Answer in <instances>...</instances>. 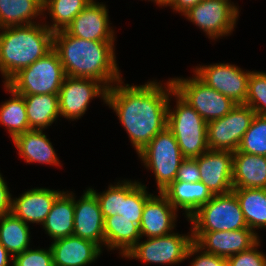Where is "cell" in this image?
I'll use <instances>...</instances> for the list:
<instances>
[{
    "label": "cell",
    "mask_w": 266,
    "mask_h": 266,
    "mask_svg": "<svg viewBox=\"0 0 266 266\" xmlns=\"http://www.w3.org/2000/svg\"><path fill=\"white\" fill-rule=\"evenodd\" d=\"M173 90L171 78L164 85L153 80L139 86L124 84L121 79L108 88L106 105L116 113L137 154L167 127L168 100Z\"/></svg>",
    "instance_id": "obj_1"
},
{
    "label": "cell",
    "mask_w": 266,
    "mask_h": 266,
    "mask_svg": "<svg viewBox=\"0 0 266 266\" xmlns=\"http://www.w3.org/2000/svg\"><path fill=\"white\" fill-rule=\"evenodd\" d=\"M115 41L85 40L65 30L54 32L53 49L68 77L90 78L107 89L123 79L117 64Z\"/></svg>",
    "instance_id": "obj_2"
},
{
    "label": "cell",
    "mask_w": 266,
    "mask_h": 266,
    "mask_svg": "<svg viewBox=\"0 0 266 266\" xmlns=\"http://www.w3.org/2000/svg\"><path fill=\"white\" fill-rule=\"evenodd\" d=\"M0 29V72L5 84L53 49L54 33L43 23Z\"/></svg>",
    "instance_id": "obj_3"
},
{
    "label": "cell",
    "mask_w": 266,
    "mask_h": 266,
    "mask_svg": "<svg viewBox=\"0 0 266 266\" xmlns=\"http://www.w3.org/2000/svg\"><path fill=\"white\" fill-rule=\"evenodd\" d=\"M175 96V108L171 98ZM167 110V127L172 131L184 158L204 154L207 145V122L175 90L171 92Z\"/></svg>",
    "instance_id": "obj_4"
},
{
    "label": "cell",
    "mask_w": 266,
    "mask_h": 266,
    "mask_svg": "<svg viewBox=\"0 0 266 266\" xmlns=\"http://www.w3.org/2000/svg\"><path fill=\"white\" fill-rule=\"evenodd\" d=\"M66 74L52 49L30 66L22 68L5 84L20 95L59 94Z\"/></svg>",
    "instance_id": "obj_5"
},
{
    "label": "cell",
    "mask_w": 266,
    "mask_h": 266,
    "mask_svg": "<svg viewBox=\"0 0 266 266\" xmlns=\"http://www.w3.org/2000/svg\"><path fill=\"white\" fill-rule=\"evenodd\" d=\"M137 155L144 167L153 172L159 192L175 181L184 159L177 140L168 127L160 131Z\"/></svg>",
    "instance_id": "obj_6"
},
{
    "label": "cell",
    "mask_w": 266,
    "mask_h": 266,
    "mask_svg": "<svg viewBox=\"0 0 266 266\" xmlns=\"http://www.w3.org/2000/svg\"><path fill=\"white\" fill-rule=\"evenodd\" d=\"M187 221L192 232L232 231L248 228L239 201L231 191L213 195Z\"/></svg>",
    "instance_id": "obj_7"
},
{
    "label": "cell",
    "mask_w": 266,
    "mask_h": 266,
    "mask_svg": "<svg viewBox=\"0 0 266 266\" xmlns=\"http://www.w3.org/2000/svg\"><path fill=\"white\" fill-rule=\"evenodd\" d=\"M174 90L206 121L222 118L237 104L212 89L195 74L193 77L171 78Z\"/></svg>",
    "instance_id": "obj_8"
},
{
    "label": "cell",
    "mask_w": 266,
    "mask_h": 266,
    "mask_svg": "<svg viewBox=\"0 0 266 266\" xmlns=\"http://www.w3.org/2000/svg\"><path fill=\"white\" fill-rule=\"evenodd\" d=\"M189 233V234H188ZM187 234L172 232L165 236L139 240L124 256L145 264L176 265L186 260L188 248L193 243L192 230Z\"/></svg>",
    "instance_id": "obj_9"
},
{
    "label": "cell",
    "mask_w": 266,
    "mask_h": 266,
    "mask_svg": "<svg viewBox=\"0 0 266 266\" xmlns=\"http://www.w3.org/2000/svg\"><path fill=\"white\" fill-rule=\"evenodd\" d=\"M239 7L225 0H202L183 16L199 27L210 40L231 35L239 18Z\"/></svg>",
    "instance_id": "obj_10"
},
{
    "label": "cell",
    "mask_w": 266,
    "mask_h": 266,
    "mask_svg": "<svg viewBox=\"0 0 266 266\" xmlns=\"http://www.w3.org/2000/svg\"><path fill=\"white\" fill-rule=\"evenodd\" d=\"M255 115L249 106L237 104L222 118L207 122L208 148L235 152Z\"/></svg>",
    "instance_id": "obj_11"
},
{
    "label": "cell",
    "mask_w": 266,
    "mask_h": 266,
    "mask_svg": "<svg viewBox=\"0 0 266 266\" xmlns=\"http://www.w3.org/2000/svg\"><path fill=\"white\" fill-rule=\"evenodd\" d=\"M193 73L206 85L230 98L235 104H245L251 71L230 63L199 65Z\"/></svg>",
    "instance_id": "obj_12"
},
{
    "label": "cell",
    "mask_w": 266,
    "mask_h": 266,
    "mask_svg": "<svg viewBox=\"0 0 266 266\" xmlns=\"http://www.w3.org/2000/svg\"><path fill=\"white\" fill-rule=\"evenodd\" d=\"M107 90L97 80L66 76L58 94L60 117L71 121L79 120L93 98L100 97L106 104Z\"/></svg>",
    "instance_id": "obj_13"
},
{
    "label": "cell",
    "mask_w": 266,
    "mask_h": 266,
    "mask_svg": "<svg viewBox=\"0 0 266 266\" xmlns=\"http://www.w3.org/2000/svg\"><path fill=\"white\" fill-rule=\"evenodd\" d=\"M193 242L203 251L229 258L254 246L260 237L249 228L232 231L192 232Z\"/></svg>",
    "instance_id": "obj_14"
},
{
    "label": "cell",
    "mask_w": 266,
    "mask_h": 266,
    "mask_svg": "<svg viewBox=\"0 0 266 266\" xmlns=\"http://www.w3.org/2000/svg\"><path fill=\"white\" fill-rule=\"evenodd\" d=\"M200 181L213 195L227 194L233 190V152L210 150L196 157Z\"/></svg>",
    "instance_id": "obj_15"
},
{
    "label": "cell",
    "mask_w": 266,
    "mask_h": 266,
    "mask_svg": "<svg viewBox=\"0 0 266 266\" xmlns=\"http://www.w3.org/2000/svg\"><path fill=\"white\" fill-rule=\"evenodd\" d=\"M108 8L93 0L67 26L65 31L74 37L95 41H115V31L109 21Z\"/></svg>",
    "instance_id": "obj_16"
},
{
    "label": "cell",
    "mask_w": 266,
    "mask_h": 266,
    "mask_svg": "<svg viewBox=\"0 0 266 266\" xmlns=\"http://www.w3.org/2000/svg\"><path fill=\"white\" fill-rule=\"evenodd\" d=\"M104 217L96 195L88 188L80 199L74 195L73 235L104 247Z\"/></svg>",
    "instance_id": "obj_17"
},
{
    "label": "cell",
    "mask_w": 266,
    "mask_h": 266,
    "mask_svg": "<svg viewBox=\"0 0 266 266\" xmlns=\"http://www.w3.org/2000/svg\"><path fill=\"white\" fill-rule=\"evenodd\" d=\"M152 195L144 204L139 226L141 239L160 237L174 232L178 210L161 193Z\"/></svg>",
    "instance_id": "obj_18"
},
{
    "label": "cell",
    "mask_w": 266,
    "mask_h": 266,
    "mask_svg": "<svg viewBox=\"0 0 266 266\" xmlns=\"http://www.w3.org/2000/svg\"><path fill=\"white\" fill-rule=\"evenodd\" d=\"M50 247L53 266H89L103 253L98 244L75 235L56 239Z\"/></svg>",
    "instance_id": "obj_19"
},
{
    "label": "cell",
    "mask_w": 266,
    "mask_h": 266,
    "mask_svg": "<svg viewBox=\"0 0 266 266\" xmlns=\"http://www.w3.org/2000/svg\"><path fill=\"white\" fill-rule=\"evenodd\" d=\"M63 191L48 188H31L18 198H12L11 213L27 224L42 225L56 198Z\"/></svg>",
    "instance_id": "obj_20"
},
{
    "label": "cell",
    "mask_w": 266,
    "mask_h": 266,
    "mask_svg": "<svg viewBox=\"0 0 266 266\" xmlns=\"http://www.w3.org/2000/svg\"><path fill=\"white\" fill-rule=\"evenodd\" d=\"M44 130L30 129L16 136L12 141L18 155L28 164L39 163L60 166L59 158Z\"/></svg>",
    "instance_id": "obj_21"
},
{
    "label": "cell",
    "mask_w": 266,
    "mask_h": 266,
    "mask_svg": "<svg viewBox=\"0 0 266 266\" xmlns=\"http://www.w3.org/2000/svg\"><path fill=\"white\" fill-rule=\"evenodd\" d=\"M233 189H266V156L233 152Z\"/></svg>",
    "instance_id": "obj_22"
},
{
    "label": "cell",
    "mask_w": 266,
    "mask_h": 266,
    "mask_svg": "<svg viewBox=\"0 0 266 266\" xmlns=\"http://www.w3.org/2000/svg\"><path fill=\"white\" fill-rule=\"evenodd\" d=\"M161 193L177 210L180 208L184 211L186 220L213 197L202 181H174Z\"/></svg>",
    "instance_id": "obj_23"
},
{
    "label": "cell",
    "mask_w": 266,
    "mask_h": 266,
    "mask_svg": "<svg viewBox=\"0 0 266 266\" xmlns=\"http://www.w3.org/2000/svg\"><path fill=\"white\" fill-rule=\"evenodd\" d=\"M43 229L54 241L73 235L74 193L63 191L54 201L49 214L42 224Z\"/></svg>",
    "instance_id": "obj_24"
},
{
    "label": "cell",
    "mask_w": 266,
    "mask_h": 266,
    "mask_svg": "<svg viewBox=\"0 0 266 266\" xmlns=\"http://www.w3.org/2000/svg\"><path fill=\"white\" fill-rule=\"evenodd\" d=\"M141 239L139 226L118 214L106 217L104 221V247L118 250L123 258Z\"/></svg>",
    "instance_id": "obj_25"
},
{
    "label": "cell",
    "mask_w": 266,
    "mask_h": 266,
    "mask_svg": "<svg viewBox=\"0 0 266 266\" xmlns=\"http://www.w3.org/2000/svg\"><path fill=\"white\" fill-rule=\"evenodd\" d=\"M30 129L45 130L60 116L58 94L22 95Z\"/></svg>",
    "instance_id": "obj_26"
},
{
    "label": "cell",
    "mask_w": 266,
    "mask_h": 266,
    "mask_svg": "<svg viewBox=\"0 0 266 266\" xmlns=\"http://www.w3.org/2000/svg\"><path fill=\"white\" fill-rule=\"evenodd\" d=\"M43 17V0H0V29L36 24L34 19Z\"/></svg>",
    "instance_id": "obj_27"
},
{
    "label": "cell",
    "mask_w": 266,
    "mask_h": 266,
    "mask_svg": "<svg viewBox=\"0 0 266 266\" xmlns=\"http://www.w3.org/2000/svg\"><path fill=\"white\" fill-rule=\"evenodd\" d=\"M248 228L255 233L258 229H266V189L241 188L233 189Z\"/></svg>",
    "instance_id": "obj_28"
},
{
    "label": "cell",
    "mask_w": 266,
    "mask_h": 266,
    "mask_svg": "<svg viewBox=\"0 0 266 266\" xmlns=\"http://www.w3.org/2000/svg\"><path fill=\"white\" fill-rule=\"evenodd\" d=\"M29 225L12 213L0 216V243L12 257L30 248Z\"/></svg>",
    "instance_id": "obj_29"
},
{
    "label": "cell",
    "mask_w": 266,
    "mask_h": 266,
    "mask_svg": "<svg viewBox=\"0 0 266 266\" xmlns=\"http://www.w3.org/2000/svg\"><path fill=\"white\" fill-rule=\"evenodd\" d=\"M4 89L11 94V98L0 105V124L3 125L12 140L30 130L24 97L11 90L6 84Z\"/></svg>",
    "instance_id": "obj_30"
},
{
    "label": "cell",
    "mask_w": 266,
    "mask_h": 266,
    "mask_svg": "<svg viewBox=\"0 0 266 266\" xmlns=\"http://www.w3.org/2000/svg\"><path fill=\"white\" fill-rule=\"evenodd\" d=\"M93 0H43V15L52 23H44L53 33L65 30L72 20Z\"/></svg>",
    "instance_id": "obj_31"
},
{
    "label": "cell",
    "mask_w": 266,
    "mask_h": 266,
    "mask_svg": "<svg viewBox=\"0 0 266 266\" xmlns=\"http://www.w3.org/2000/svg\"><path fill=\"white\" fill-rule=\"evenodd\" d=\"M152 195L141 182L125 179V198H121L120 216L140 226L144 204Z\"/></svg>",
    "instance_id": "obj_32"
},
{
    "label": "cell",
    "mask_w": 266,
    "mask_h": 266,
    "mask_svg": "<svg viewBox=\"0 0 266 266\" xmlns=\"http://www.w3.org/2000/svg\"><path fill=\"white\" fill-rule=\"evenodd\" d=\"M236 151L266 156V116L255 115Z\"/></svg>",
    "instance_id": "obj_33"
},
{
    "label": "cell",
    "mask_w": 266,
    "mask_h": 266,
    "mask_svg": "<svg viewBox=\"0 0 266 266\" xmlns=\"http://www.w3.org/2000/svg\"><path fill=\"white\" fill-rule=\"evenodd\" d=\"M245 105L256 114L266 116V72L251 71Z\"/></svg>",
    "instance_id": "obj_34"
},
{
    "label": "cell",
    "mask_w": 266,
    "mask_h": 266,
    "mask_svg": "<svg viewBox=\"0 0 266 266\" xmlns=\"http://www.w3.org/2000/svg\"><path fill=\"white\" fill-rule=\"evenodd\" d=\"M89 189L96 195L104 219L115 214L120 215L121 198H125V179L114 185L109 184L108 189L102 193L91 187Z\"/></svg>",
    "instance_id": "obj_35"
},
{
    "label": "cell",
    "mask_w": 266,
    "mask_h": 266,
    "mask_svg": "<svg viewBox=\"0 0 266 266\" xmlns=\"http://www.w3.org/2000/svg\"><path fill=\"white\" fill-rule=\"evenodd\" d=\"M11 266H53V254L51 247L28 248L24 252L13 257Z\"/></svg>",
    "instance_id": "obj_36"
},
{
    "label": "cell",
    "mask_w": 266,
    "mask_h": 266,
    "mask_svg": "<svg viewBox=\"0 0 266 266\" xmlns=\"http://www.w3.org/2000/svg\"><path fill=\"white\" fill-rule=\"evenodd\" d=\"M260 243L227 258V266H266V255L258 250Z\"/></svg>",
    "instance_id": "obj_37"
},
{
    "label": "cell",
    "mask_w": 266,
    "mask_h": 266,
    "mask_svg": "<svg viewBox=\"0 0 266 266\" xmlns=\"http://www.w3.org/2000/svg\"><path fill=\"white\" fill-rule=\"evenodd\" d=\"M192 256L196 257H193V260L190 262V266H227L226 258L207 253L198 247L194 242L188 248L186 260L188 258L190 259Z\"/></svg>",
    "instance_id": "obj_38"
},
{
    "label": "cell",
    "mask_w": 266,
    "mask_h": 266,
    "mask_svg": "<svg viewBox=\"0 0 266 266\" xmlns=\"http://www.w3.org/2000/svg\"><path fill=\"white\" fill-rule=\"evenodd\" d=\"M200 175L196 158H184L178 169L175 181L194 183L200 181Z\"/></svg>",
    "instance_id": "obj_39"
},
{
    "label": "cell",
    "mask_w": 266,
    "mask_h": 266,
    "mask_svg": "<svg viewBox=\"0 0 266 266\" xmlns=\"http://www.w3.org/2000/svg\"><path fill=\"white\" fill-rule=\"evenodd\" d=\"M5 181L0 173V216L10 214L12 208V194Z\"/></svg>",
    "instance_id": "obj_40"
},
{
    "label": "cell",
    "mask_w": 266,
    "mask_h": 266,
    "mask_svg": "<svg viewBox=\"0 0 266 266\" xmlns=\"http://www.w3.org/2000/svg\"><path fill=\"white\" fill-rule=\"evenodd\" d=\"M202 0H172L168 5L173 11L181 13V16L186 13L190 8L197 5Z\"/></svg>",
    "instance_id": "obj_41"
},
{
    "label": "cell",
    "mask_w": 266,
    "mask_h": 266,
    "mask_svg": "<svg viewBox=\"0 0 266 266\" xmlns=\"http://www.w3.org/2000/svg\"><path fill=\"white\" fill-rule=\"evenodd\" d=\"M10 263H13V257L0 243V266H10Z\"/></svg>",
    "instance_id": "obj_42"
}]
</instances>
